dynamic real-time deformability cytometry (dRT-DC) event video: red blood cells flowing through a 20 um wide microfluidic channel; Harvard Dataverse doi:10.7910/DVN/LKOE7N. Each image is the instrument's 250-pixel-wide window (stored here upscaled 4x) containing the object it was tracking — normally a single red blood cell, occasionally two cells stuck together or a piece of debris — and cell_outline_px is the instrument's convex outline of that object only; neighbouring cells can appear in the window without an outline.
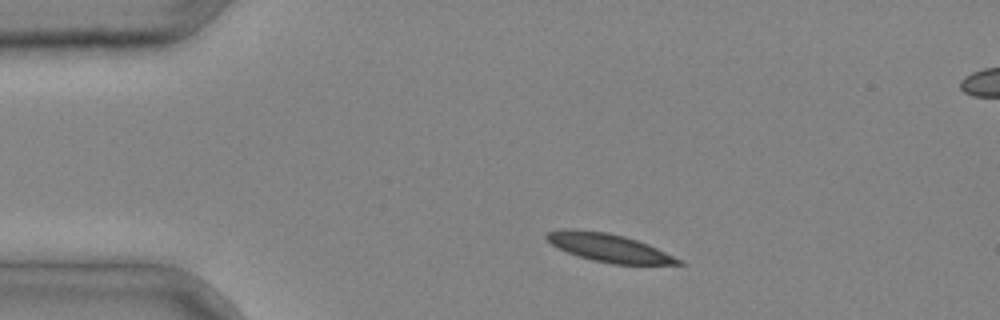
{"species": "common noctule bat (a hibernating species)", "species_latin": "Nyctalus noctula", "temperature_condition": "cold", "stored_images_in_passage": 3, "segment_of_instrument_passage": [1, 2], "camera_frame_rate_fps": 3000, "um_per_image_px": 0.085, "animal": {"sex": "male", "body_mass_g": 20.4}, "frame": {"image": 1, "passage_image": 1, "time_ms": 0.0, "image_size_px": [1000, 320], "cell_outline_px": [[684, 264], [612, 264], [592, 260], [568, 252], [552, 244], [544, 236], [548, 232], [564, 228], [572, 228], [608, 232], [624, 236], [648, 244], [684, 260]], "centroid_in_image_um": [51.78, 21.05], "position_along_channel_um": 33.2, "area_um2": 21.56}}